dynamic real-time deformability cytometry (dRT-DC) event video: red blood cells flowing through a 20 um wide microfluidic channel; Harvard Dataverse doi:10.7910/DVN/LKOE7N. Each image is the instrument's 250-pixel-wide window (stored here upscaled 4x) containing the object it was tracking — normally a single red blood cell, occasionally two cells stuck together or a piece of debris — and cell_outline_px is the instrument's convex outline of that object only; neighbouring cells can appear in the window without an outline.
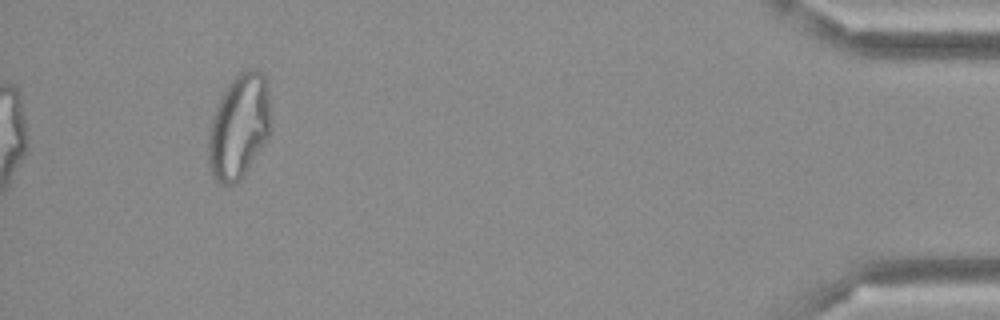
{"species": "Egyptian fruit bat (a non-hibernating species)", "species_latin": "Rousettus aegyptiacus", "temperature_condition": "cold", "stored_images_in_passage": 34, "camera_frame_rate_fps": 3000, "um_per_image_px": 0.085, "frame": {"image": 1, "passage_image": 34, "time_ms": 11.0, "image_size_px": [1000, 320], "cell_outline_px": [[272, 128], [268, 136], [244, 176], [232, 184], [220, 184], [212, 176], [208, 164], [208, 132], [216, 108], [224, 92], [232, 80], [240, 72], [248, 68], [252, 68], [260, 72], [264, 76], [268, 92]], "centroid_in_image_um": [20.32, 10.79], "position_along_channel_um": 414.9, "area_um2": 37.86}}